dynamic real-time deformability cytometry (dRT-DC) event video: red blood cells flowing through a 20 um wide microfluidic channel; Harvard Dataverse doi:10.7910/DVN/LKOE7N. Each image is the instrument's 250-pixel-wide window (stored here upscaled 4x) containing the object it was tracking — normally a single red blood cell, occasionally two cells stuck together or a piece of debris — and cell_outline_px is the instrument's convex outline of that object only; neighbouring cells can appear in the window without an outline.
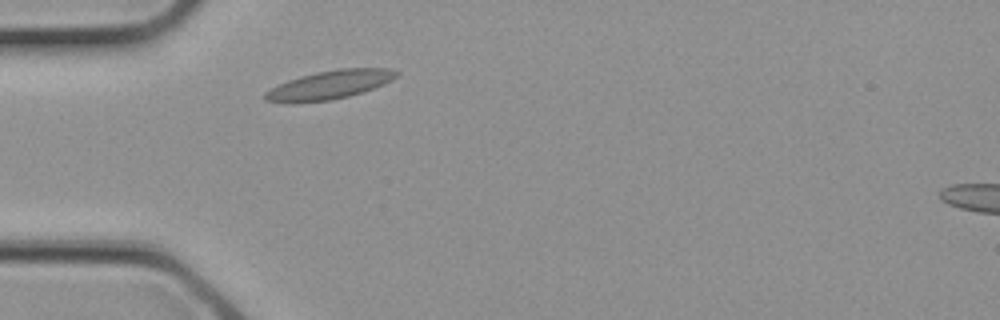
{"species": "common noctule bat (a hibernating species)", "species_latin": "Nyctalus noctula", "temperature_condition": "cold", "stored_images_in_passage": 1, "camera_frame_rate_fps": 3000, "um_per_image_px": 0.085, "animal": {"sex": "female", "body_mass_g": 21.9}, "frame": {"image": 1, "passage_image": 1, "time_ms": 0.0, "image_size_px": [1000, 320], "cell_outline_px": [[400, 72], [392, 80], [384, 84], [348, 96], [332, 100], [296, 104], [288, 104], [264, 100], [264, 92], [288, 80], [300, 76], [316, 72], [340, 68], [392, 68]], "centroid_in_image_um": [27.98, 7.22], "position_along_channel_um": 57.0, "area_um2": 22.14}}